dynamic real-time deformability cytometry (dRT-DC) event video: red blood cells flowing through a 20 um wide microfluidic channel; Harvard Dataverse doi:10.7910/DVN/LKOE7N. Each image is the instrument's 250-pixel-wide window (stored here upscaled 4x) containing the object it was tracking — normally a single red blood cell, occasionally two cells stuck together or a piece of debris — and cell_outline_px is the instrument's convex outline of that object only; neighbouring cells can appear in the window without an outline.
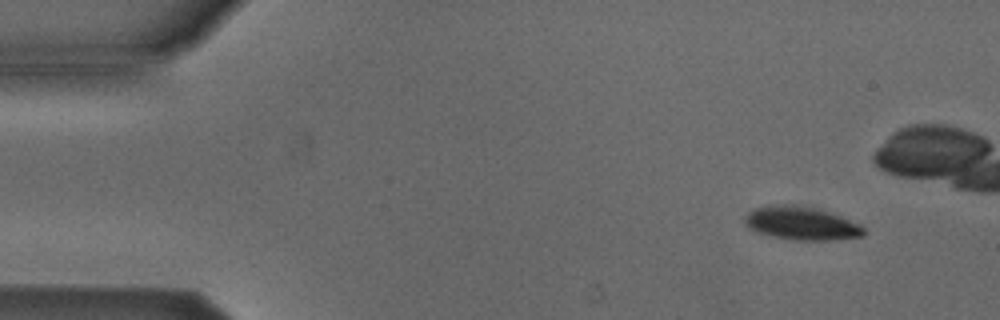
{"species": "Egyptian fruit bat (a non-hibernating species)", "species_latin": "Rousettus aegyptiacus", "temperature_condition": "cold", "stored_images_in_passage": 43, "camera_frame_rate_fps": 3000, "um_per_image_px": 0.085, "animal": {"sex": "male"}, "frame": {"image": 1, "passage_image": 1, "time_ms": 0.0, "image_size_px": [1000, 320], "cell_outline_px": [[864, 236], [828, 240], [792, 240], [772, 236], [756, 232], [748, 228], [744, 224], [744, 216], [748, 212], [756, 208], [784, 204], [792, 204], [816, 208], [840, 216], [860, 224], [864, 228]], "centroid_in_image_um": [68.09, 18.99], "position_along_channel_um": 16.9, "area_um2": 23.0}}
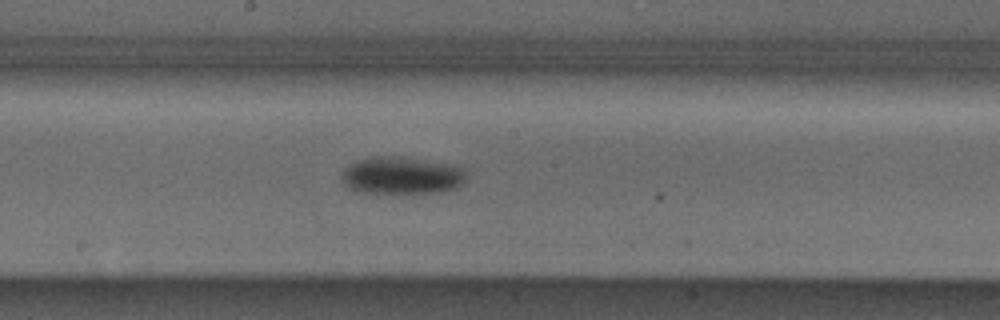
{"frame": {"image": 2, "passage_image": 24, "time_ms": 7.667, "image_size_px": [1000, 320], "cell_outline_px": [[468, 176], [464, 184], [456, 188], [444, 192], [400, 196], [356, 192], [348, 188], [344, 184], [340, 176], [344, 168], [360, 160], [372, 156], [400, 156], [424, 160], [464, 168]], "centroid_in_image_um": [34.15, 14.99], "position_along_channel_um": 214.1, "area_um2": 28.38}}
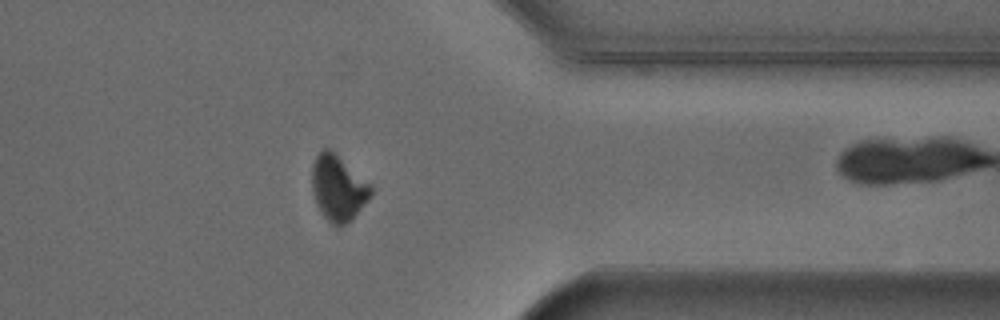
{"frame": {"image": 3, "passage_image": 38, "time_ms": 12.333, "image_size_px": [1000, 320], "cell_outline_px": [[372, 196], [352, 220], [344, 224], [332, 224], [320, 212], [316, 204], [312, 188], [312, 164], [316, 156], [324, 148], [328, 148], [372, 184]], "centroid_in_image_um": [28.76, 15.99], "position_along_channel_um": 382.6, "area_um2": 22.43}, "authors_computed_cell_mechanics": {"area_um2": 25.4898, "velocity_mm_per_s": 3.8838, "shape_relaxation_time_tau1_ms": 5.0326, "shape_relaxation_time_tau2_ms": null, "deformation_change_tau1": 0.1201, "deformation_change_tau2": null}}